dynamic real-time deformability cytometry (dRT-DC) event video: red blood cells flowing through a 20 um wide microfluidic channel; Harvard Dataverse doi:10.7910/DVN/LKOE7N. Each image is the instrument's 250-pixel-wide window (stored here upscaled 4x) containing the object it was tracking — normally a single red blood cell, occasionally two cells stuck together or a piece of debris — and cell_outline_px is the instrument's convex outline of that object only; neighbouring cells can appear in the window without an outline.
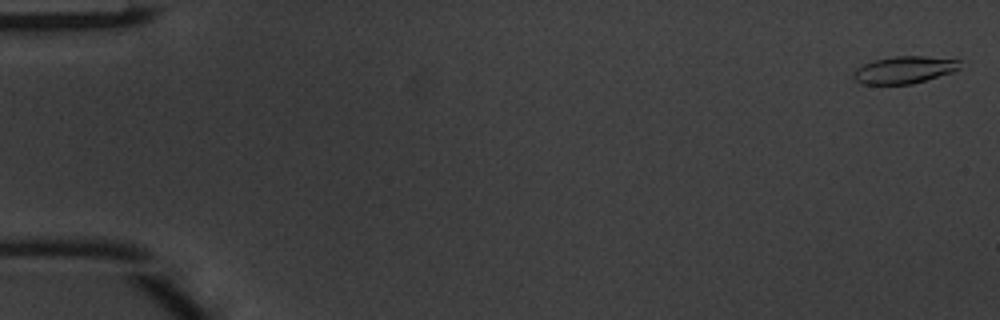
{"species": "common noctule bat (a hibernating species)", "species_latin": "Nyctalus noctula", "temperature_condition": "warm", "stored_images_in_passage": 47, "camera_frame_rate_fps": 3000, "um_per_image_px": 0.085, "animal": {"sex": "male", "body_mass_g": 20.1, "forearm_length_mm": 53.5}, "frame": {"image": 1, "passage_image": 2, "time_ms": 0.333, "image_size_px": [1000, 320], "cell_outline_px": [[960, 68], [952, 72], [912, 84], [864, 84], [856, 80], [852, 76], [852, 72], [856, 68], [864, 64], [876, 60], [896, 56], [924, 56], [960, 60]], "centroid_in_image_um": [76.85, 5.94], "position_along_channel_um": 8.1, "area_um2": 16.7}}
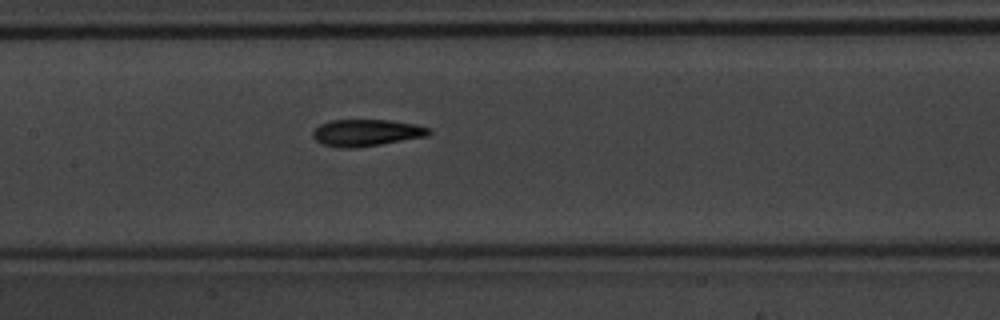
{"frame": {"image": 2, "passage_image": 25, "time_ms": 8.0, "image_size_px": [1000, 320], "cell_outline_px": [[432, 132], [428, 136], [356, 148], [336, 148], [320, 144], [312, 136], [312, 132], [320, 124], [332, 120], [392, 120], [416, 124], [432, 128]], "centroid_in_image_um": [31.15, 11.28], "position_along_channel_um": 176.2, "area_um2": 18.38}}
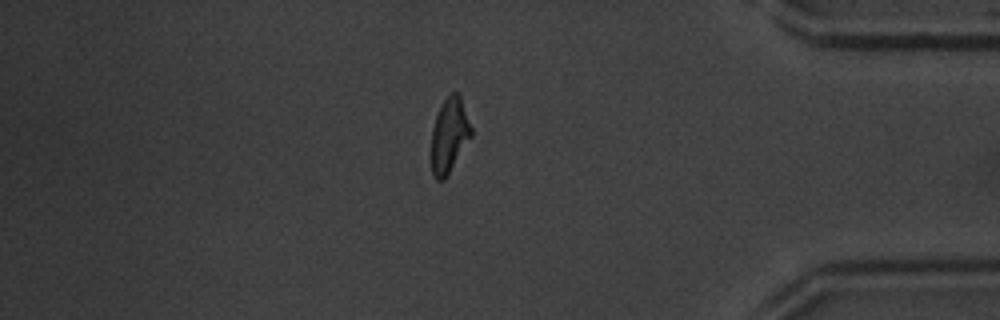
{"frame": {"image": 3, "passage_image": 43, "time_ms": 14.0, "image_size_px": [1000, 320], "cell_outline_px": [[472, 136], [444, 180], [436, 180], [432, 176], [432, 128], [436, 116], [444, 100], [452, 92], [456, 92], [460, 96], [472, 128]], "centroid_in_image_um": [38.2, 11.52], "position_along_channel_um": 397.0, "area_um2": 17.11}}